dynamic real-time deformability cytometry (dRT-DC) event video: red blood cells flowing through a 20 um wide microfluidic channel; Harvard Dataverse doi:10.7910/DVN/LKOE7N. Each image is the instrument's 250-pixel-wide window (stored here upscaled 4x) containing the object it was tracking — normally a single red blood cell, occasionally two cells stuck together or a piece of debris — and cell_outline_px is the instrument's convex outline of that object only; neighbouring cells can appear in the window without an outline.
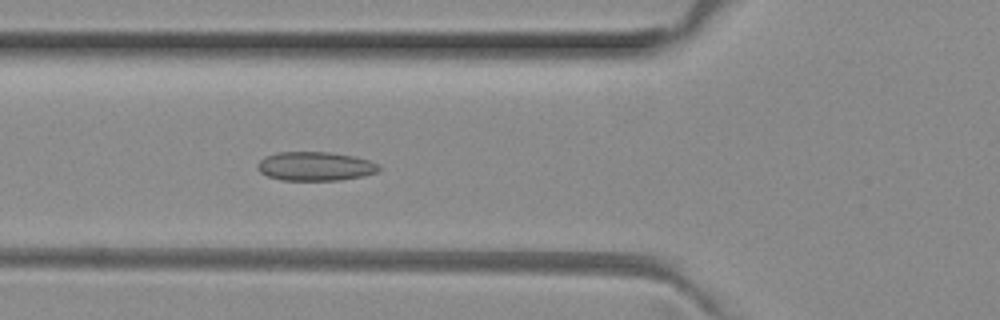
{"species": "common noctule bat (a hibernating species)", "species_latin": "Nyctalus noctula", "temperature_condition": "room temperature", "stored_images_in_passage": 6, "camera_frame_rate_fps": 3000, "um_per_image_px": 0.085, "animal": {"sex": "female", "body_mass_g": 29.2, "forearm_length_mm": 56.3}, "frame": {"image": 1, "passage_image": 6, "time_ms": 1.667, "image_size_px": [1000, 320], "cell_outline_px": [[380, 168], [376, 172], [364, 176], [340, 180], [280, 180], [268, 176], [260, 172], [256, 168], [256, 164], [264, 156], [276, 152], [328, 152], [356, 156], [380, 164]], "centroid_in_image_um": [26.78, 14.13], "position_along_channel_um": 99.0, "area_um2": 20.69}}